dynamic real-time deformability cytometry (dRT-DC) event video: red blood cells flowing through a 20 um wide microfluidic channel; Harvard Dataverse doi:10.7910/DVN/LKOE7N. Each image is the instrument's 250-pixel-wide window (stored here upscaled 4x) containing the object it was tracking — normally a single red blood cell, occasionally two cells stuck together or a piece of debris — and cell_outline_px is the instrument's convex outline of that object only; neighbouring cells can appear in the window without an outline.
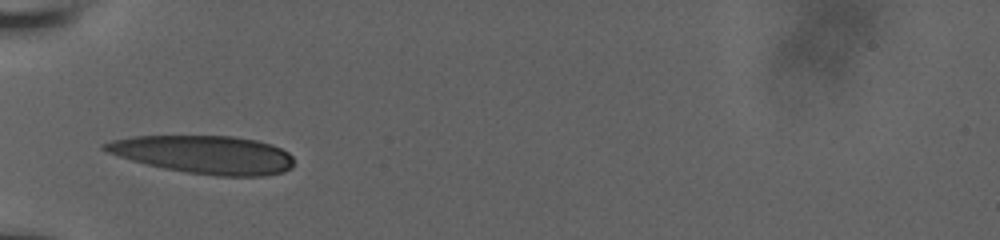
{"species": "human", "species_latin": "Homo sapiens", "temperature_condition": "room temperature", "stored_images_in_passage": 34, "camera_frame_rate_fps": 3000, "um_per_image_px": 0.085, "donor": {"sex": "male"}, "frame": {"image": 1, "passage_image": 1, "time_ms": 0.0, "image_size_px": [1000, 240], "cell_outline_px": [[292, 168], [284, 172], [264, 176], [216, 176], [188, 172], [164, 168], [132, 160], [108, 152], [100, 148], [100, 144], [112, 140], [132, 136], [232, 136], [256, 140], [272, 144], [288, 152], [292, 156]], "centroid_in_image_um": [17.36, 13.13], "position_along_channel_um": 67.6, "area_um2": 41.91}}
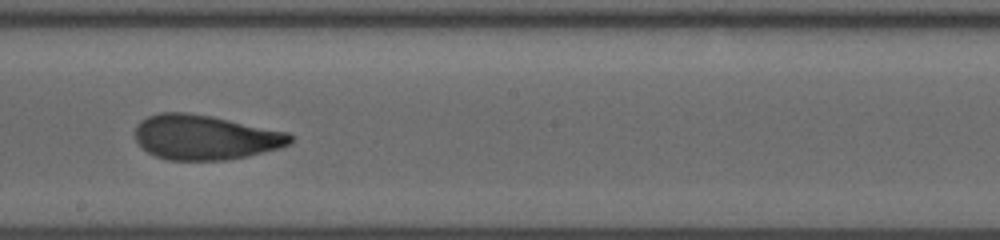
{"frame": {"image": 2, "passage_image": 20, "time_ms": 4.333, "image_size_px": [1000, 240], "cell_outline_px": [[292, 144], [280, 148], [248, 156], [224, 160], [168, 160], [156, 156], [148, 152], [136, 140], [136, 124], [140, 120], [148, 116], [160, 112], [184, 112], [212, 116], [288, 132], [292, 136]], "centroid_in_image_um": [17.45, 11.67], "position_along_channel_um": 230.8, "area_um2": 40.52}}
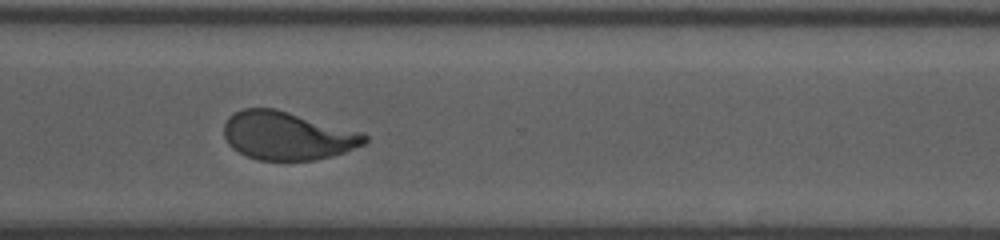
{"frame": {"image": 3, "passage_image": 33, "time_ms": 7.333, "image_size_px": [1000, 240], "cell_outline_px": [[368, 140], [364, 144], [344, 152], [332, 156], [312, 160], [260, 160], [248, 156], [232, 148], [228, 144], [224, 136], [224, 124], [228, 116], [244, 108], [276, 108], [364, 132], [368, 136]], "centroid_in_image_um": [24.44, 11.52], "position_along_channel_um": 346.2, "area_um2": 39.77}}